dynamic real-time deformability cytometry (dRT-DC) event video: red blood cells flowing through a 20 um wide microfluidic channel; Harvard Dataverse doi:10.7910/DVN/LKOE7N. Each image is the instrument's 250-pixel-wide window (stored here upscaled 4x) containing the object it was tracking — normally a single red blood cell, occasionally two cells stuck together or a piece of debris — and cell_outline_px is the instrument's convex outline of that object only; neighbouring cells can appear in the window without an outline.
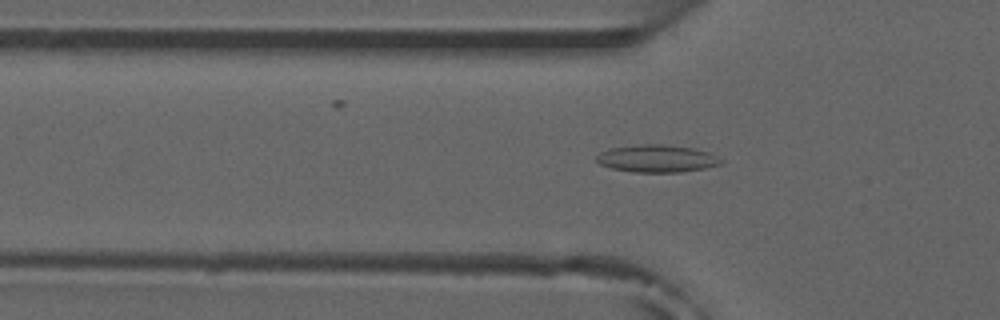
{"species": "common noctule bat (a hibernating species)", "species_latin": "Nyctalus noctula", "temperature_condition": "room temperature", "stored_images_in_passage": 52, "camera_frame_rate_fps": 3000, "um_per_image_px": 0.085, "animal": {"sex": "male", "forearm_length_mm": 52.5}, "frame": {"image": 1, "passage_image": 16, "time_ms": 5.0, "image_size_px": [1000, 320], "cell_outline_px": [[724, 160], [720, 164], [704, 168], [680, 172], [632, 172], [612, 168], [600, 164], [596, 160], [596, 156], [600, 152], [612, 148], [640, 144], [664, 144], [692, 148], [708, 152]], "centroid_in_image_um": [55.83, 13.47], "position_along_channel_um": 70.0, "area_um2": 19.77}, "authors_computed_cell_mechanics": {"area_um2": 17.0221, "velocity_mm_per_s": 3.8605, "shape_relaxation_time_tau1_ms": null, "shape_relaxation_time_tau2_ms": 3.9592, "deformation_change_tau1": null, "deformation_change_tau2": 0.112}}